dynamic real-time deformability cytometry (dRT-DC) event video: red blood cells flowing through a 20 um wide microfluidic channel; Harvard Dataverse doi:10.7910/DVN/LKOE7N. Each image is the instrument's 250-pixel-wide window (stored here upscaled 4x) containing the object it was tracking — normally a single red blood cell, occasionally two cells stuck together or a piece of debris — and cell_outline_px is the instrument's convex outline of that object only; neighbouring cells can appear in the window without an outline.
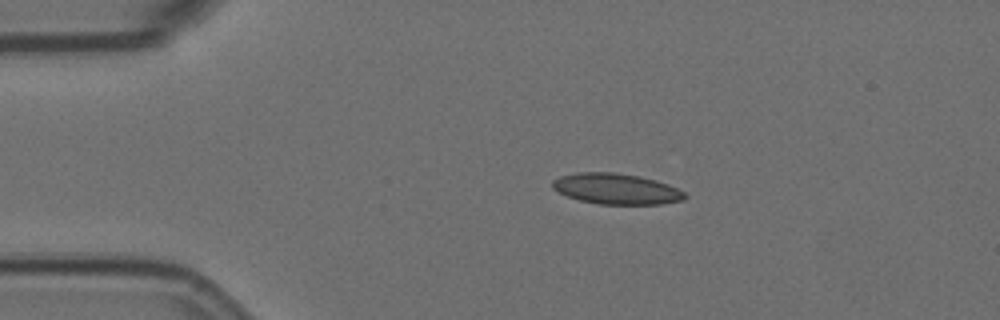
{"species": "Egyptian fruit bat (a non-hibernating species)", "species_latin": "Rousettus aegyptiacus", "temperature_condition": "room temperature", "stored_images_in_passage": 9, "camera_frame_rate_fps": 3000, "um_per_image_px": 0.085, "animal": {"sex": "female"}, "frame": {"image": 1, "passage_image": 2, "time_ms": 0.333, "image_size_px": [1000, 320], "cell_outline_px": [[688, 196], [684, 200], [660, 204], [600, 204], [580, 200], [568, 196], [552, 188], [552, 180], [560, 176], [576, 172], [616, 172], [640, 176], [656, 180], [668, 184], [684, 192]], "centroid_in_image_um": [52.39, 16.04], "position_along_channel_um": 32.6, "area_um2": 23.76}}
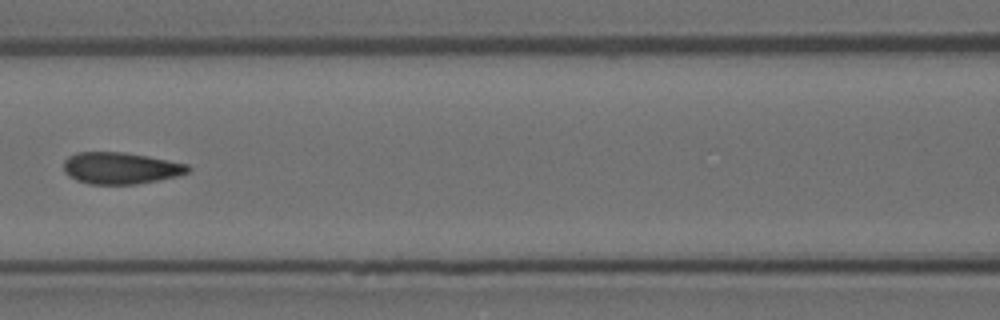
{"frame": {"image": 2, "passage_image": 6, "time_ms": 1.667, "image_size_px": [1000, 320], "cell_outline_px": [[192, 168], [188, 172], [176, 176], [136, 184], [88, 184], [76, 180], [68, 176], [64, 172], [64, 160], [68, 156], [76, 152], [124, 152], [148, 156], [188, 164]], "centroid_in_image_um": [10.22, 14.28], "position_along_channel_um": 156.4, "area_um2": 23.0}}
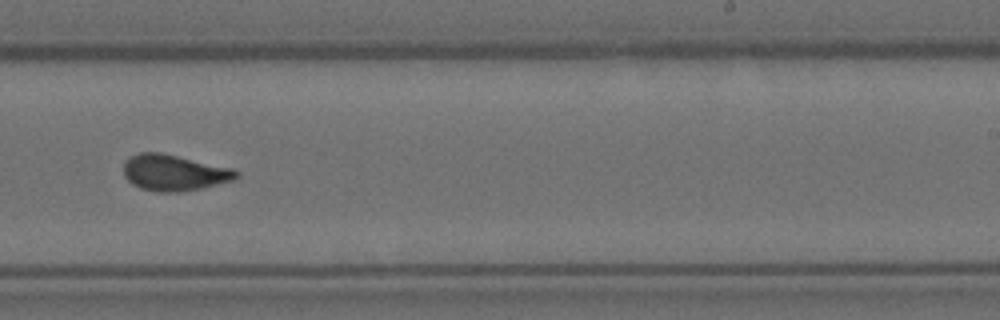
{"frame": {"image": 3, "passage_image": 9, "time_ms": 2.667, "image_size_px": [1000, 320], "cell_outline_px": [[240, 176], [232, 180], [200, 188], [180, 192], [156, 192], [140, 188], [132, 184], [124, 176], [124, 160], [128, 156], [140, 152], [160, 152], [232, 168], [240, 172]], "centroid_in_image_um": [14.76, 14.67], "position_along_channel_um": 274.2, "area_um2": 23.76}}